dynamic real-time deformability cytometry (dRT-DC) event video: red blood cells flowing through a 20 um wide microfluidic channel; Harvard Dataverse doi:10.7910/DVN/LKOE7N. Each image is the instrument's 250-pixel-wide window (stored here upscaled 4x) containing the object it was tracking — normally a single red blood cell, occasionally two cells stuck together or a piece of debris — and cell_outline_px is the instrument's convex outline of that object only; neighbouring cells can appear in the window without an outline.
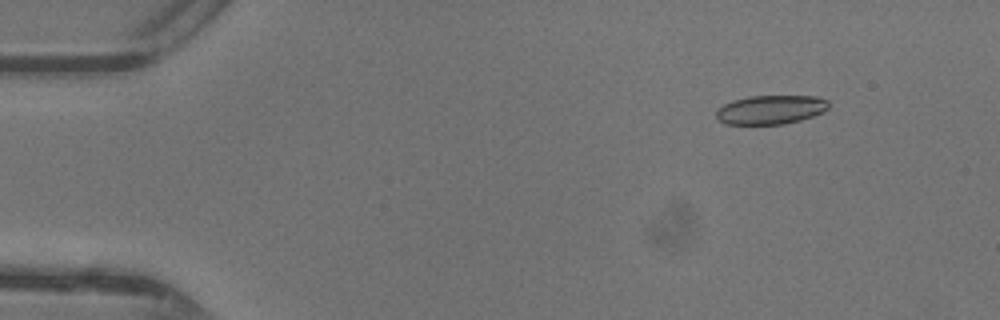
{"species": "common noctule bat (a hibernating species)", "species_latin": "Nyctalus noctula", "temperature_condition": "warm", "stored_images_in_passage": 39, "camera_frame_rate_fps": 3000, "um_per_image_px": 0.085, "animal": {"sex": "female"}, "frame": {"image": 1, "passage_image": 6, "time_ms": 1.667, "image_size_px": [1000, 320], "cell_outline_px": [[828, 108], [824, 112], [800, 120], [784, 124], [724, 124], [716, 116], [716, 112], [724, 104], [732, 100], [748, 96], [816, 96], [828, 100]], "centroid_in_image_um": [65.52, 9.32], "position_along_channel_um": 19.5, "area_um2": 18.96}}
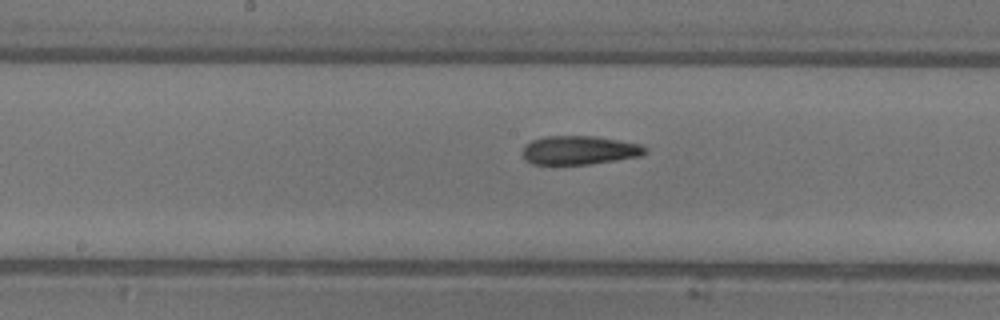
{"frame": {"image": 2, "passage_image": 25, "time_ms": 8.0, "image_size_px": [1000, 320], "cell_outline_px": [[648, 152], [644, 156], [588, 164], [532, 164], [524, 160], [524, 144], [532, 140], [544, 136], [596, 136], [640, 144], [648, 148]], "centroid_in_image_um": [49.28, 12.76], "position_along_channel_um": 198.9, "area_um2": 20.69}}
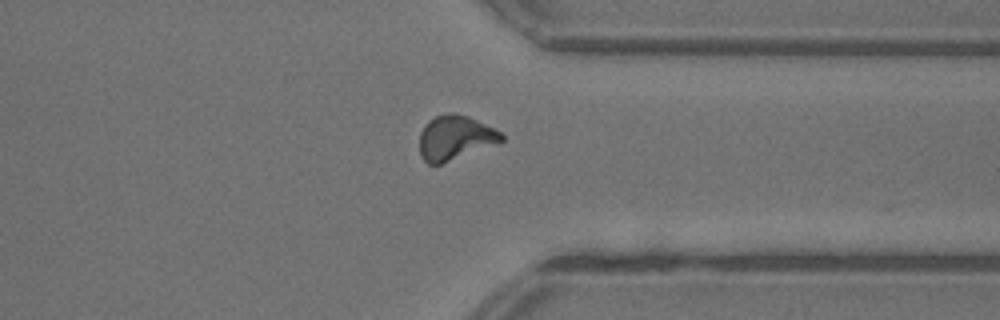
{"frame": {"image": 3, "passage_image": 37, "time_ms": 12.0, "image_size_px": [1000, 320], "cell_outline_px": [[504, 140], [440, 164], [428, 164], [420, 156], [420, 132], [424, 124], [428, 120], [436, 116], [452, 112], [468, 116], [500, 132], [504, 136]], "centroid_in_image_um": [38.63, 11.69], "position_along_channel_um": 372.8, "area_um2": 20.81}}